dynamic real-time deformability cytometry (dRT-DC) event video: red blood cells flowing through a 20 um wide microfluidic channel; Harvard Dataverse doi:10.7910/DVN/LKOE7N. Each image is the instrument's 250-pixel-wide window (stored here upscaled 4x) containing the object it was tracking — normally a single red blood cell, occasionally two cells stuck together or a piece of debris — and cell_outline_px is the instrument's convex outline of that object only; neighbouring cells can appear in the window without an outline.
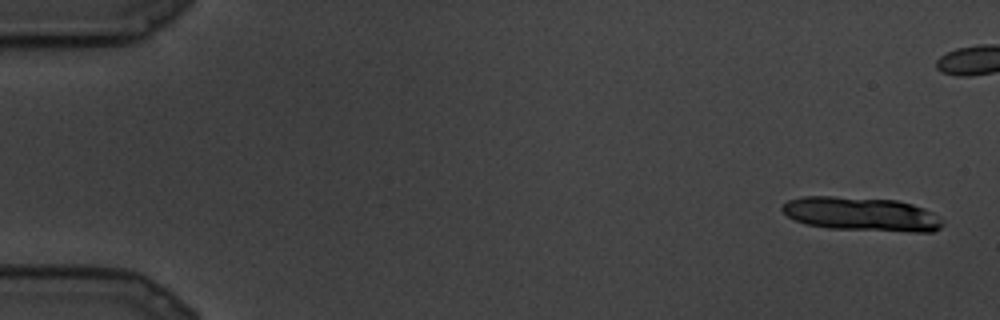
{"species": "common noctule bat (a hibernating species)", "species_latin": "Nyctalus noctula", "temperature_condition": "cold", "stored_images_in_passage": 21, "camera_frame_rate_fps": 3000, "um_per_image_px": 0.085, "animal": {"sex": "male", "body_mass_g": 19.5, "forearm_length_mm": 54.6}, "frame": {"image": 1, "passage_image": 1, "time_ms": 0.0, "image_size_px": [1000, 320], "cell_outline_px": [[944, 224], [940, 228], [932, 232], [908, 232], [828, 228], [804, 224], [788, 216], [780, 208], [780, 204], [788, 200], [800, 196], [832, 196], [896, 200], [912, 204], [924, 208], [932, 212]], "centroid_in_image_um": [73.18, 18.2], "position_along_channel_um": 11.8, "area_um2": 31.91}}